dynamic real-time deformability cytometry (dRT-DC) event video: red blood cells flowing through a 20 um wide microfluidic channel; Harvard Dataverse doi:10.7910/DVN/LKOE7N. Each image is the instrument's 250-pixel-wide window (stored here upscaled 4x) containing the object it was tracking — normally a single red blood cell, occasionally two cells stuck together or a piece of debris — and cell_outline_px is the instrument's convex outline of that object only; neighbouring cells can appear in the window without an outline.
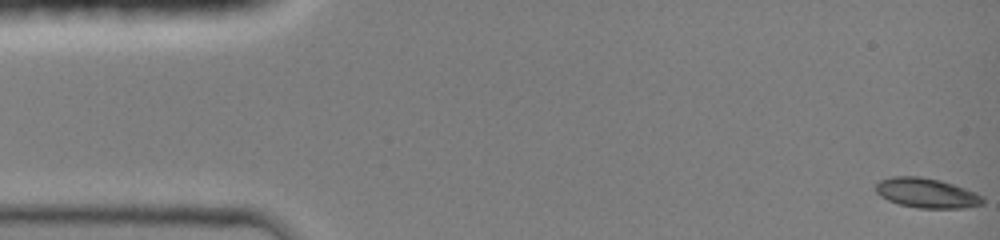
{"species": "common noctule bat (a hibernating species)", "species_latin": "Nyctalus noctula", "temperature_condition": "room temperature", "stored_images_in_passage": 47, "segment_of_instrument_passage": [1, 2], "camera_frame_rate_fps": 3000, "um_per_image_px": 0.085, "animal": {"sex": "female", "body_mass_g": 19.0, "forearm_length_mm": 51.5}, "frame": {"image": 1, "passage_image": 1, "time_ms": 0.0, "image_size_px": [1000, 240], "cell_outline_px": [[984, 204], [964, 208], [916, 208], [900, 204], [888, 200], [880, 196], [876, 192], [876, 184], [880, 180], [892, 176], [916, 176], [940, 180], [964, 188], [980, 196], [984, 200]], "centroid_in_image_um": [78.73, 16.41], "position_along_channel_um": 6.3, "area_um2": 18.38}}
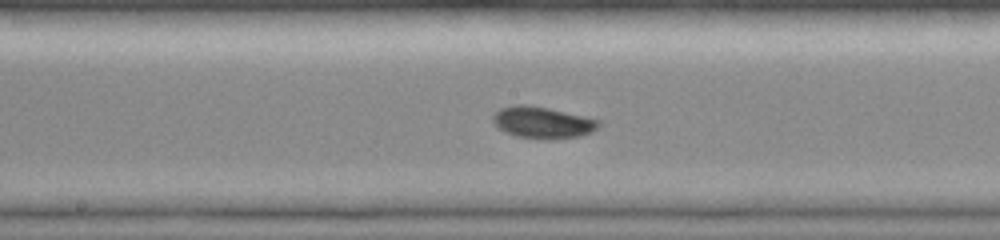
{"frame": {"image": 2, "passage_image": 24, "time_ms": 7.667, "image_size_px": [1000, 240], "cell_outline_px": [[604, 120], [592, 132], [580, 136], [548, 140], [516, 136], [500, 128], [492, 120], [492, 116], [500, 108], [516, 104], [524, 104], [548, 108]], "centroid_in_image_um": [46.17, 10.41], "position_along_channel_um": 202.0, "area_um2": 19.54}}
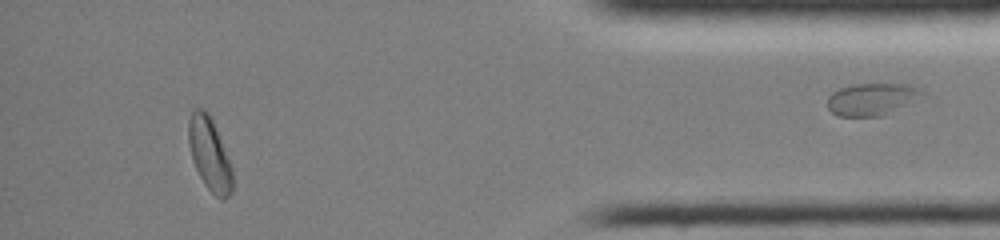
{"frame": {"image": 3, "passage_image": 42, "time_ms": 13.667, "image_size_px": [1000, 240], "cell_outline_px": [[232, 192], [224, 200], [220, 200], [204, 184], [192, 160], [188, 144], [188, 120], [192, 112], [196, 108], [204, 108], [208, 112], [216, 128], [232, 168]], "centroid_in_image_um": [17.8, 13.09], "position_along_channel_um": 417.4, "area_um2": 18.61}}